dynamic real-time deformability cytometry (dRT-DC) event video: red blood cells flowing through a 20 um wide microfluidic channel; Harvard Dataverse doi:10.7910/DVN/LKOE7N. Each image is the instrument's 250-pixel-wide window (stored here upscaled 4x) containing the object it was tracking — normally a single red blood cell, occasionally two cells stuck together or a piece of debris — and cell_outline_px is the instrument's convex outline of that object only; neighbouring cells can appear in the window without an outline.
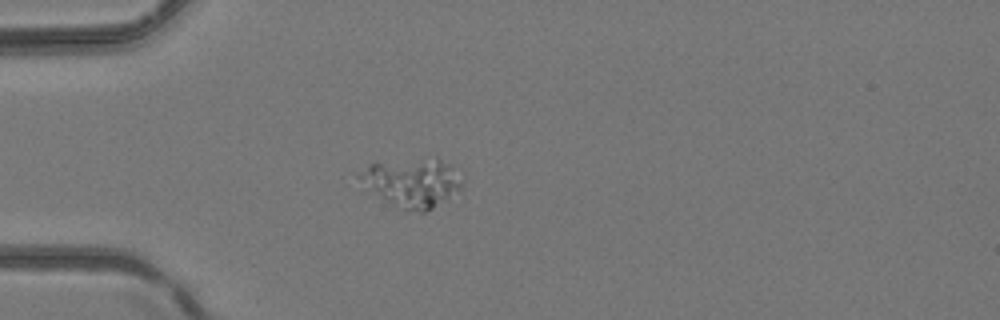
{"species": "common noctule bat (a hibernating species)", "species_latin": "Nyctalus noctula", "temperature_condition": "room temperature", "stored_images_in_passage": 3, "camera_frame_rate_fps": 3000, "um_per_image_px": 0.085, "animal": {"sex": "female", "body_mass_g": 24.6, "forearm_length_mm": 56.2}, "frame": {"image": 1, "passage_image": 3, "time_ms": 0.667, "image_size_px": [1000, 320], "cell_outline_px": [[464, 184], [448, 200], [424, 212], [420, 212], [404, 208], [392, 204], [356, 176], [372, 164], [436, 156], [448, 164], [464, 180]], "centroid_in_image_um": [35.16, 15.49], "position_along_channel_um": 49.8, "area_um2": 28.21}}